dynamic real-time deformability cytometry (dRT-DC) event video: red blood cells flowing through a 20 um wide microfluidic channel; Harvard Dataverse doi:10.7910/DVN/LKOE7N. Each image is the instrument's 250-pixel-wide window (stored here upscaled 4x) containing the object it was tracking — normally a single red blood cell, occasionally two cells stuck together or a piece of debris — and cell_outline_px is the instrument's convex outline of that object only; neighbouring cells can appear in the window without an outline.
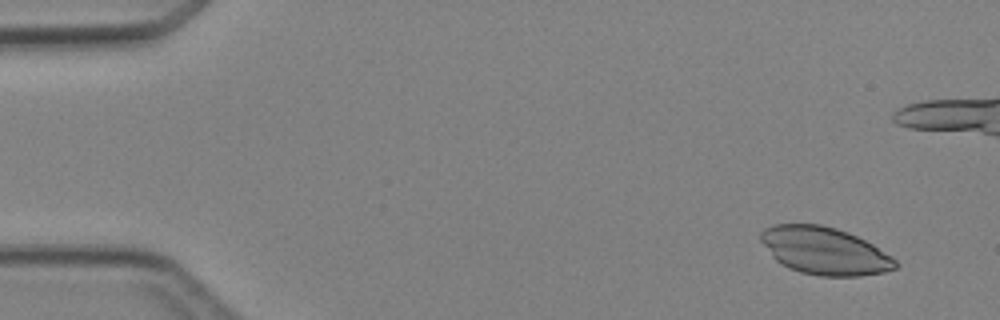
{"species": "Egyptian fruit bat (a non-hibernating species)", "species_latin": "Rousettus aegyptiacus", "temperature_condition": "cold", "stored_images_in_passage": 7, "camera_frame_rate_fps": 3000, "um_per_image_px": 0.085, "animal": {"sex": "female"}, "frame": {"image": 1, "passage_image": 2, "time_ms": 1.0, "image_size_px": [1000, 320], "cell_outline_px": [[900, 264], [896, 268], [884, 272], [860, 276], [820, 276], [800, 272], [788, 268], [780, 264], [776, 260], [760, 240], [760, 232], [764, 228], [776, 224], [820, 224], [836, 228], [848, 232], [872, 244], [892, 256]], "centroid_in_image_um": [70.09, 21.33], "position_along_channel_um": 14.9, "area_um2": 37.28}}
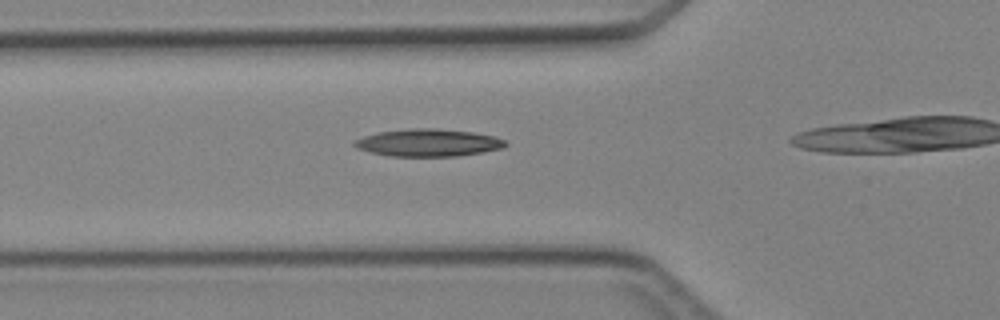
{"frame": {"image": 2, "passage_image": 7, "time_ms": 7.0, "image_size_px": [1000, 320], "cell_outline_px": [[508, 144], [504, 148], [484, 152], [456, 156], [392, 156], [372, 152], [356, 148], [352, 144], [352, 140], [364, 136], [380, 132], [408, 128], [432, 128], [472, 132], [496, 136], [504, 140]], "centroid_in_image_um": [36.41, 12.13], "position_along_channel_um": 89.4, "area_um2": 24.16}}